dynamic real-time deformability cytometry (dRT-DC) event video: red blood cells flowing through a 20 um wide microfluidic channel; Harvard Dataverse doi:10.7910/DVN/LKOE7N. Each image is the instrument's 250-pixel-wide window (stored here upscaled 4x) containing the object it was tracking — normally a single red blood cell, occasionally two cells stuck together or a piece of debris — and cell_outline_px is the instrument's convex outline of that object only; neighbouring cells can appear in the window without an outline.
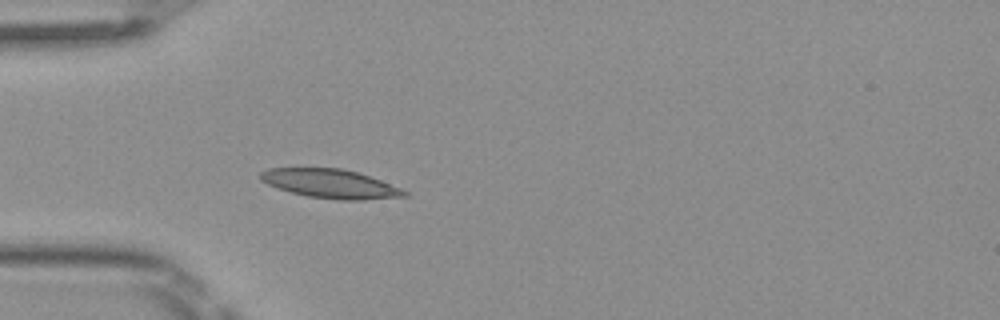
{"species": "Egyptian fruit bat (a non-hibernating species)", "species_latin": "Rousettus aegyptiacus", "temperature_condition": "room temperature", "stored_images_in_passage": 4, "camera_frame_rate_fps": 3000, "um_per_image_px": 0.085, "frame": {"image": 1, "passage_image": 4, "time_ms": 1.0, "image_size_px": [1000, 320], "cell_outline_px": [[408, 196], [364, 200], [340, 200], [308, 196], [276, 188], [260, 180], [260, 172], [268, 168], [340, 168], [356, 172], [380, 180], [400, 188], [408, 192]], "centroid_in_image_um": [28.07, 15.62], "position_along_channel_um": 56.9, "area_um2": 24.1}}